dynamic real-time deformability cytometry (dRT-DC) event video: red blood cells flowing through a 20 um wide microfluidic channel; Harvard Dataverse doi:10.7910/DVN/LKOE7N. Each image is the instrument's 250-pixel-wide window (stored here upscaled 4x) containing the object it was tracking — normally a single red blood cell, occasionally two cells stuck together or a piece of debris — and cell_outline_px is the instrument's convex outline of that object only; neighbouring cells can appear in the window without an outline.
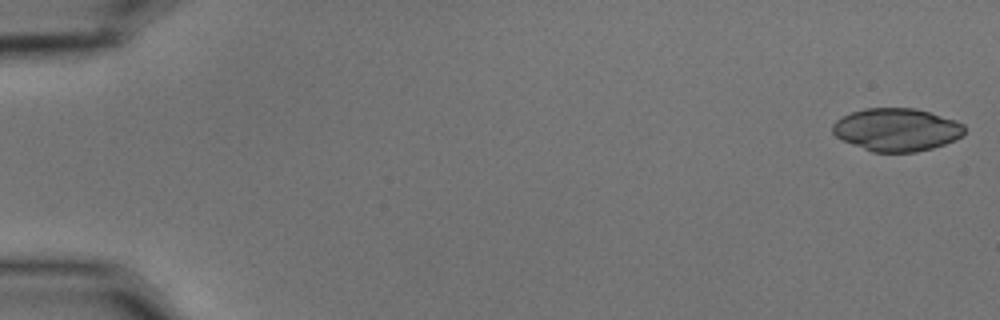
{"species": "common noctule bat (a hibernating species)", "species_latin": "Nyctalus noctula", "temperature_condition": "cold", "stored_images_in_passage": 11, "camera_frame_rate_fps": 3000, "um_per_image_px": 0.085, "animal": {"sex": "male", "body_mass_g": 15.6}, "frame": {"image": 1, "passage_image": 1, "time_ms": 0.0, "image_size_px": [1000, 320], "cell_outline_px": [[964, 132], [956, 140], [932, 148], [916, 152], [872, 152], [852, 144], [836, 136], [832, 132], [832, 124], [836, 120], [852, 112], [864, 108], [916, 108], [956, 120], [964, 124]], "centroid_in_image_um": [76.22, 11.02], "position_along_channel_um": 8.8, "area_um2": 32.89}}